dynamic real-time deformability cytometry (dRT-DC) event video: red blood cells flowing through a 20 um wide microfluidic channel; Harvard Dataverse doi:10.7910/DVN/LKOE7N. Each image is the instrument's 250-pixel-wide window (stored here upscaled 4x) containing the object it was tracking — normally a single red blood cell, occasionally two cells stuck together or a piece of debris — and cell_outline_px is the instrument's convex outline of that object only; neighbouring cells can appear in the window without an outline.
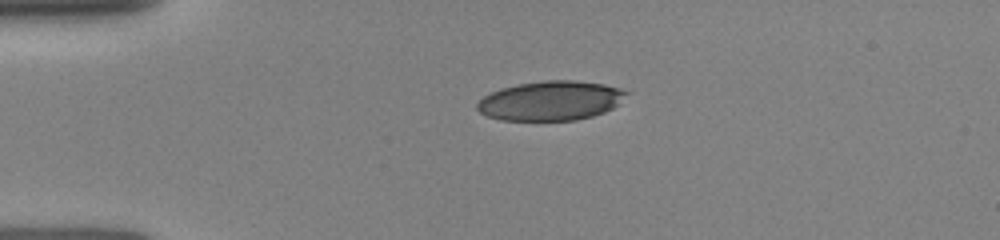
{"species": "human", "species_latin": "Homo sapiens", "temperature_condition": "room temperature", "stored_images_in_passage": 30, "camera_frame_rate_fps": 3000, "um_per_image_px": 0.085, "donor": {"sex": "female"}, "frame": {"image": 1, "passage_image": 1, "time_ms": 0.0, "image_size_px": [1000, 240], "cell_outline_px": [[632, 92], [612, 108], [604, 112], [592, 116], [576, 120], [500, 120], [488, 116], [480, 112], [476, 108], [476, 104], [484, 96], [500, 88], [520, 84], [544, 80], [572, 80], [604, 84], [620, 88]], "centroid_in_image_um": [46.83, 8.56], "position_along_channel_um": 38.2, "area_um2": 34.28}}
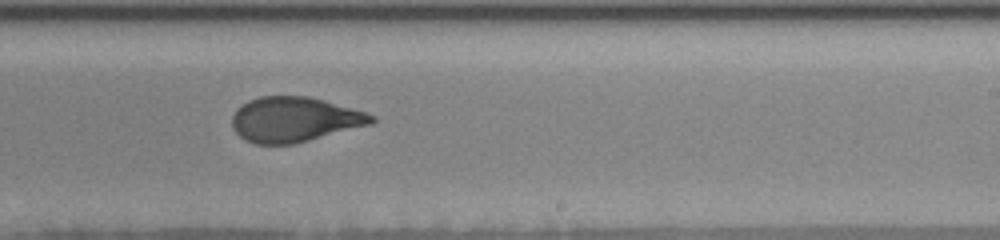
{"frame": {"image": 2, "passage_image": 15, "time_ms": 6.333, "image_size_px": [1000, 240], "cell_outline_px": [[376, 120], [372, 124], [292, 144], [256, 144], [244, 140], [232, 128], [232, 116], [236, 108], [248, 100], [260, 96], [308, 96], [324, 100], [364, 112], [376, 116]], "centroid_in_image_um": [24.99, 10.15], "position_along_channel_um": 264.0, "area_um2": 36.47}}
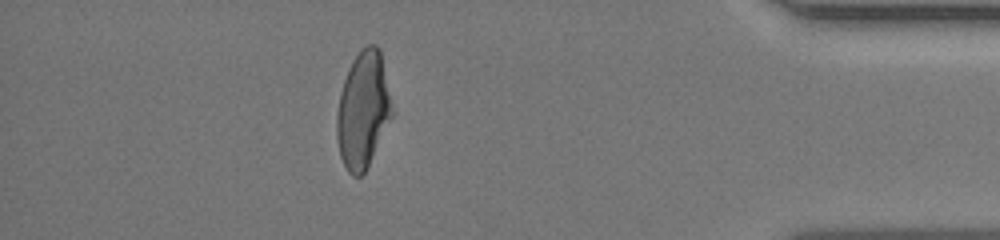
{"frame": {"image": 3, "passage_image": 26, "time_ms": 10.667, "image_size_px": [1000, 240], "cell_outline_px": [[392, 116], [364, 172], [360, 176], [352, 176], [348, 172], [340, 156], [336, 136], [336, 116], [340, 92], [344, 80], [352, 60], [368, 44], [376, 44], [380, 48], [392, 104]], "centroid_in_image_um": [30.84, 9.33], "position_along_channel_um": 404.4, "area_um2": 37.05}}